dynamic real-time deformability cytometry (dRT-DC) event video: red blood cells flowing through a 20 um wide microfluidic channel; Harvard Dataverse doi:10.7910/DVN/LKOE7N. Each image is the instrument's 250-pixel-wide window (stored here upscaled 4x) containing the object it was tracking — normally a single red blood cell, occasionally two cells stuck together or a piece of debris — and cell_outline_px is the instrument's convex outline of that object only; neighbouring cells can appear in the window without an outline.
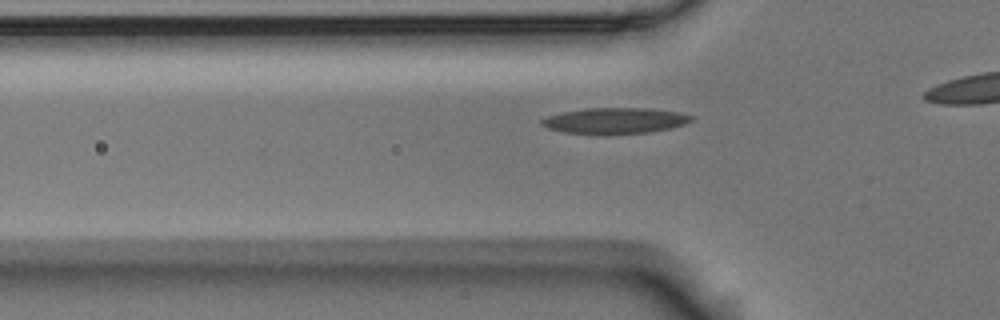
{"species": "Egyptian fruit bat (a non-hibernating species)", "species_latin": "Rousettus aegyptiacus", "temperature_condition": "room temperature", "stored_images_in_passage": 40, "camera_frame_rate_fps": 3000, "um_per_image_px": 0.085, "animal": {"sex": "male"}, "frame": {"image": 1, "passage_image": 13, "time_ms": 4.0, "image_size_px": [1000, 320], "cell_outline_px": [[692, 120], [684, 124], [668, 128], [648, 132], [608, 136], [604, 136], [564, 132], [548, 128], [540, 124], [540, 120], [548, 116], [564, 112], [584, 108], [648, 108], [680, 112], [692, 116]], "centroid_in_image_um": [52.23, 10.28], "position_along_channel_um": 73.6, "area_um2": 22.95}}
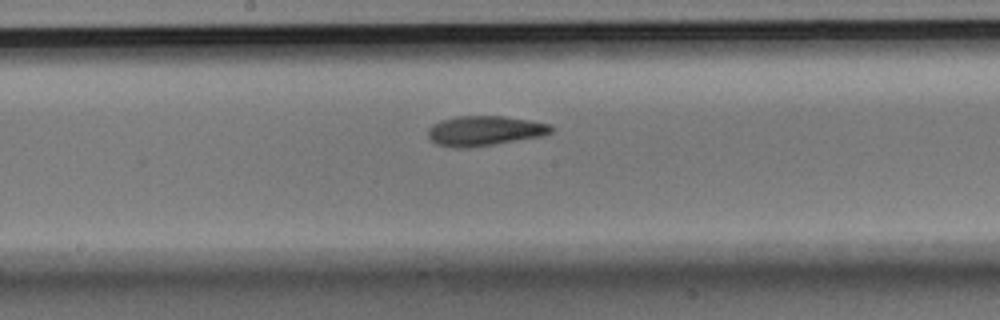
{"frame": {"image": 2, "passage_image": 24, "time_ms": 7.667, "image_size_px": [1000, 320], "cell_outline_px": [[552, 132], [544, 136], [468, 148], [456, 148], [436, 144], [428, 136], [428, 128], [432, 124], [440, 120], [456, 116], [504, 116], [532, 120], [548, 124], [552, 128]], "centroid_in_image_um": [41.18, 11.11], "position_along_channel_um": 207.0, "area_um2": 21.56}}
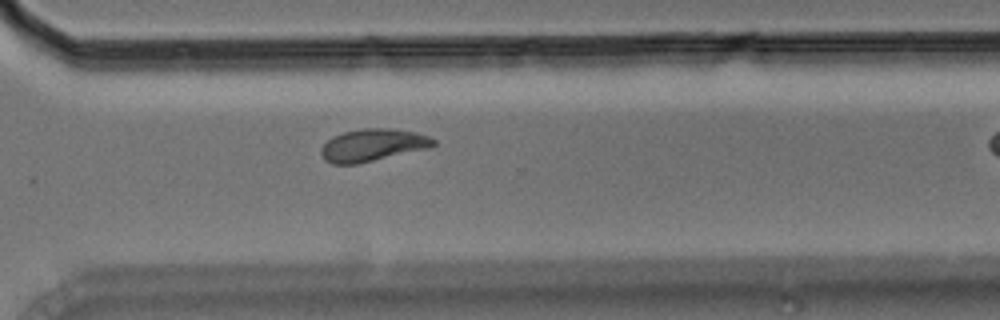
{"frame": {"image": 3, "passage_image": 35, "time_ms": 11.333, "image_size_px": [1000, 320], "cell_outline_px": [[436, 144], [428, 148], [356, 164], [332, 164], [324, 160], [320, 152], [320, 148], [332, 136], [344, 132], [364, 128], [392, 128], [416, 132], [428, 136], [436, 140]], "centroid_in_image_um": [31.66, 12.33], "position_along_channel_um": 338.9, "area_um2": 21.15}}